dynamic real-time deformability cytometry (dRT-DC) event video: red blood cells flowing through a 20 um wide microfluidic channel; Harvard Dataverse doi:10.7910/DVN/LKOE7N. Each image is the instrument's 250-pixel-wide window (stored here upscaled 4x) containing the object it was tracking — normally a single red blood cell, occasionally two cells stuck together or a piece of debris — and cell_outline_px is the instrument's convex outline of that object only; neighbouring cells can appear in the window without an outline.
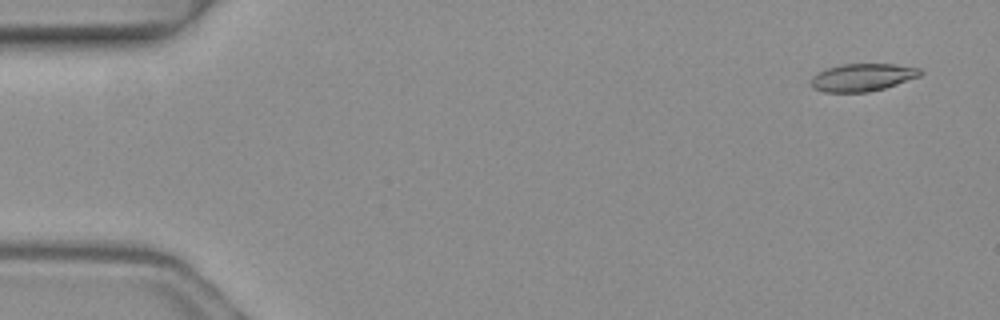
{"species": "common noctule bat (a hibernating species)", "species_latin": "Nyctalus noctula", "temperature_condition": "warm", "stored_images_in_passage": 6, "camera_frame_rate_fps": 3000, "um_per_image_px": 0.085, "animal": {"sex": "female", "body_mass_g": 19.3, "forearm_length_mm": 54.1}, "frame": {"image": 1, "passage_image": 1, "time_ms": 0.0, "image_size_px": [1000, 320], "cell_outline_px": [[924, 72], [920, 76], [884, 88], [868, 92], [824, 92], [812, 88], [812, 76], [816, 72], [840, 64], [892, 64], [920, 68]], "centroid_in_image_um": [73.3, 6.57], "position_along_channel_um": 11.7, "area_um2": 17.57}}
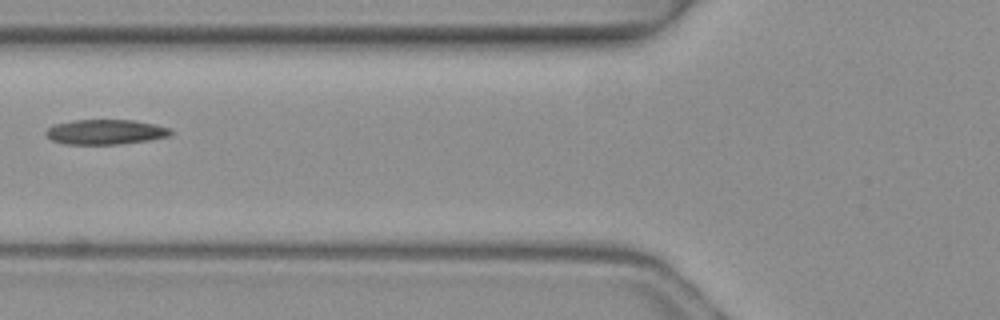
{"frame": {"image": 2, "passage_image": 5, "time_ms": 1.333, "image_size_px": [1000, 320], "cell_outline_px": [[172, 136], [148, 140], [120, 144], [64, 144], [52, 140], [44, 132], [48, 128], [56, 124], [72, 120], [132, 120], [156, 124], [172, 128]], "centroid_in_image_um": [9.01, 11.21], "position_along_channel_um": 116.8, "area_um2": 18.21}}
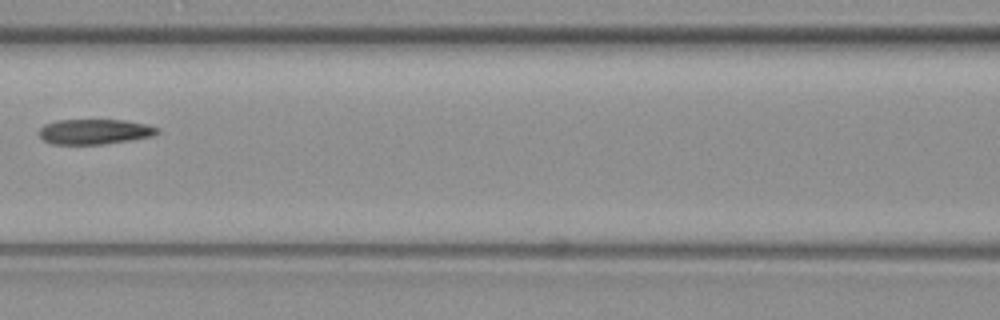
{"frame": {"image": 3, "passage_image": 6, "time_ms": 1.667, "image_size_px": [1000, 320], "cell_outline_px": [[160, 132], [152, 136], [128, 140], [100, 144], [52, 144], [44, 140], [40, 136], [40, 128], [44, 124], [56, 120], [124, 120], [148, 124], [160, 128]], "centroid_in_image_um": [8.06, 11.18], "position_along_channel_um": 158.5, "area_um2": 17.28}}